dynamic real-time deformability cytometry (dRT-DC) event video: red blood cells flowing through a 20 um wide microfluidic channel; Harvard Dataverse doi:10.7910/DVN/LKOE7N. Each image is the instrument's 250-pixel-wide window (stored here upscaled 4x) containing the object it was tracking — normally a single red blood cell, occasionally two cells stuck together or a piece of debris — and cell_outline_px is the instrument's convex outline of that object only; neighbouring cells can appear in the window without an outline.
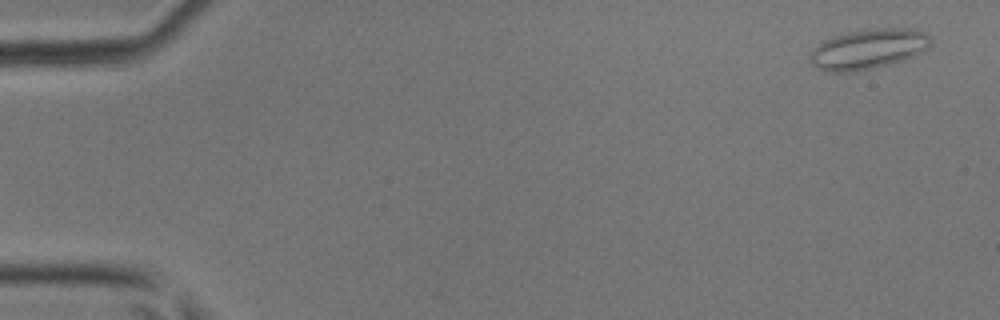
{"species": "common noctule bat (a hibernating species)", "species_latin": "Nyctalus noctula", "temperature_condition": "room temperature", "stored_images_in_passage": 6, "camera_frame_rate_fps": 3000, "um_per_image_px": 0.085, "animal": {"sex": "male", "body_mass_g": 17.9, "forearm_length_mm": 54.2}, "frame": {"image": 1, "passage_image": 2, "time_ms": 0.333, "image_size_px": [1000, 320], "cell_outline_px": [[932, 44], [928, 48], [912, 56], [888, 64], [872, 68], [848, 72], [824, 72], [816, 68], [808, 60], [808, 56], [824, 40], [832, 36], [848, 32], [876, 28], [908, 28], [928, 32], [932, 40]], "centroid_in_image_um": [73.8, 4.16], "position_along_channel_um": 11.2, "area_um2": 28.15}}